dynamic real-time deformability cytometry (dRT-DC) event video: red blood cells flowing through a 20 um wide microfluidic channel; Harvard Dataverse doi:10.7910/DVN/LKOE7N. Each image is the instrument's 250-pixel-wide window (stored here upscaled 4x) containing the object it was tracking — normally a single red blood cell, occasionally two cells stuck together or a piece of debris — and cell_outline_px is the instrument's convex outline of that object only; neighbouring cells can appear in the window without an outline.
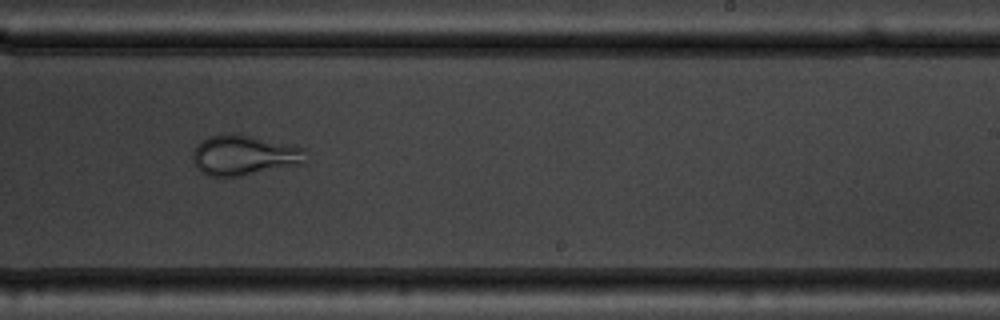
{"species": "common noctule bat (a hibernating species)", "species_latin": "Nyctalus noctula", "temperature_condition": "warm", "stored_images_in_passage": 33, "camera_frame_rate_fps": 3000, "um_per_image_px": 0.085, "animal": {"sex": "male", "body_mass_g": 19.5, "forearm_length_mm": 54.6}, "frame": {"image": 1, "passage_image": 19, "time_ms": 6.0, "image_size_px": [1000, 320], "cell_outline_px": [[308, 148], [304, 164], [240, 176], [208, 176], [200, 172], [196, 168], [192, 160], [192, 152], [196, 144], [200, 140], [208, 136], [228, 132], [252, 136]], "centroid_in_image_um": [20.74, 13.18], "position_along_channel_um": 268.3, "area_um2": 27.11}}
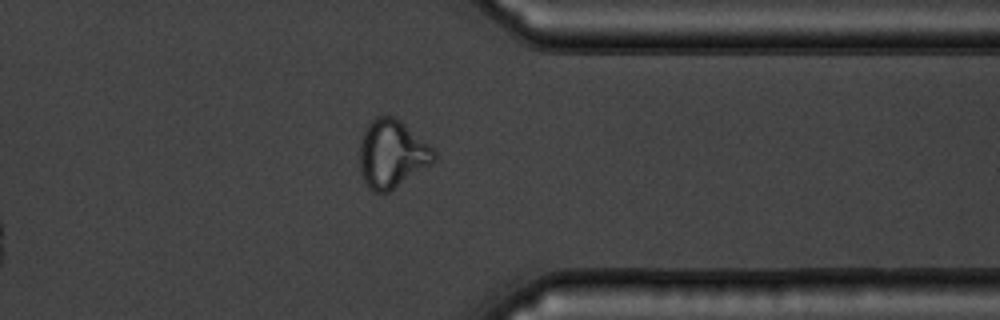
{"frame": {"image": 2, "passage_image": 28, "time_ms": 9.0, "image_size_px": [1000, 320], "cell_outline_px": [[436, 160], [432, 164], [388, 192], [372, 192], [368, 188], [360, 172], [360, 140], [364, 128], [376, 116], [396, 116], [428, 144], [436, 152]], "centroid_in_image_um": [33.3, 13.07], "position_along_channel_um": 378.1, "area_um2": 29.54}, "authors_computed_cell_mechanics": {"area_um2": 28.7266, "velocity_mm_per_s": 3.8042, "shape_relaxation_time_tau1_ms": 9.6647, "shape_relaxation_time_tau2_ms": 1.0566, "deformation_change_tau1": 0.1893, "deformation_change_tau2": 0.0705}}